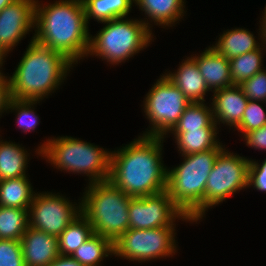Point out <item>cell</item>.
<instances>
[{"label":"cell","instance_id":"f1b7e54d","mask_svg":"<svg viewBox=\"0 0 266 266\" xmlns=\"http://www.w3.org/2000/svg\"><path fill=\"white\" fill-rule=\"evenodd\" d=\"M40 101L32 100H15L11 99L8 105V111L16 112V120L18 127L22 132H31L39 125V116L35 115V108H33Z\"/></svg>","mask_w":266,"mask_h":266},{"label":"cell","instance_id":"7402d4cb","mask_svg":"<svg viewBox=\"0 0 266 266\" xmlns=\"http://www.w3.org/2000/svg\"><path fill=\"white\" fill-rule=\"evenodd\" d=\"M28 176L0 181V206L29 209L35 192Z\"/></svg>","mask_w":266,"mask_h":266},{"label":"cell","instance_id":"d6986e66","mask_svg":"<svg viewBox=\"0 0 266 266\" xmlns=\"http://www.w3.org/2000/svg\"><path fill=\"white\" fill-rule=\"evenodd\" d=\"M211 47L220 55L228 60L247 52L259 49L262 46L252 32L245 28H234L232 30L223 31V34Z\"/></svg>","mask_w":266,"mask_h":266},{"label":"cell","instance_id":"3957f363","mask_svg":"<svg viewBox=\"0 0 266 266\" xmlns=\"http://www.w3.org/2000/svg\"><path fill=\"white\" fill-rule=\"evenodd\" d=\"M12 76H7L15 100L41 101L54 93L74 64L62 53L43 46L33 38Z\"/></svg>","mask_w":266,"mask_h":266},{"label":"cell","instance_id":"d4e9b609","mask_svg":"<svg viewBox=\"0 0 266 266\" xmlns=\"http://www.w3.org/2000/svg\"><path fill=\"white\" fill-rule=\"evenodd\" d=\"M93 234L92 225L80 214L58 236L60 255L71 256Z\"/></svg>","mask_w":266,"mask_h":266},{"label":"cell","instance_id":"83f0119b","mask_svg":"<svg viewBox=\"0 0 266 266\" xmlns=\"http://www.w3.org/2000/svg\"><path fill=\"white\" fill-rule=\"evenodd\" d=\"M263 47L251 52H247L229 60L230 75L233 85H239L241 82L250 79L257 72L264 69L263 65Z\"/></svg>","mask_w":266,"mask_h":266},{"label":"cell","instance_id":"ab89813d","mask_svg":"<svg viewBox=\"0 0 266 266\" xmlns=\"http://www.w3.org/2000/svg\"><path fill=\"white\" fill-rule=\"evenodd\" d=\"M16 0H0V11L3 10L6 6L12 4Z\"/></svg>","mask_w":266,"mask_h":266},{"label":"cell","instance_id":"ac0fdd59","mask_svg":"<svg viewBox=\"0 0 266 266\" xmlns=\"http://www.w3.org/2000/svg\"><path fill=\"white\" fill-rule=\"evenodd\" d=\"M134 3L148 17L141 20L151 31L152 22L163 28L173 27L186 14L185 0H134Z\"/></svg>","mask_w":266,"mask_h":266},{"label":"cell","instance_id":"4fadbf2b","mask_svg":"<svg viewBox=\"0 0 266 266\" xmlns=\"http://www.w3.org/2000/svg\"><path fill=\"white\" fill-rule=\"evenodd\" d=\"M35 4L36 0H16L0 11V44L8 53L34 29Z\"/></svg>","mask_w":266,"mask_h":266},{"label":"cell","instance_id":"277c9868","mask_svg":"<svg viewBox=\"0 0 266 266\" xmlns=\"http://www.w3.org/2000/svg\"><path fill=\"white\" fill-rule=\"evenodd\" d=\"M35 152L60 171L85 174L88 184L109 180L111 151L93 143L71 136L52 137Z\"/></svg>","mask_w":266,"mask_h":266},{"label":"cell","instance_id":"2e32d148","mask_svg":"<svg viewBox=\"0 0 266 266\" xmlns=\"http://www.w3.org/2000/svg\"><path fill=\"white\" fill-rule=\"evenodd\" d=\"M203 51L200 55H191V58L196 62L209 90L213 93L233 86L229 60L218 54L211 46Z\"/></svg>","mask_w":266,"mask_h":266},{"label":"cell","instance_id":"603a6c76","mask_svg":"<svg viewBox=\"0 0 266 266\" xmlns=\"http://www.w3.org/2000/svg\"><path fill=\"white\" fill-rule=\"evenodd\" d=\"M86 21L90 19L102 23L128 16L134 0H82Z\"/></svg>","mask_w":266,"mask_h":266},{"label":"cell","instance_id":"d6a6232c","mask_svg":"<svg viewBox=\"0 0 266 266\" xmlns=\"http://www.w3.org/2000/svg\"><path fill=\"white\" fill-rule=\"evenodd\" d=\"M266 192V159L262 163L252 160L249 166V187Z\"/></svg>","mask_w":266,"mask_h":266},{"label":"cell","instance_id":"6da1fadb","mask_svg":"<svg viewBox=\"0 0 266 266\" xmlns=\"http://www.w3.org/2000/svg\"><path fill=\"white\" fill-rule=\"evenodd\" d=\"M163 142L164 137L140 135L111 151L109 181L131 197L164 192L168 167L162 161Z\"/></svg>","mask_w":266,"mask_h":266},{"label":"cell","instance_id":"e575fe53","mask_svg":"<svg viewBox=\"0 0 266 266\" xmlns=\"http://www.w3.org/2000/svg\"><path fill=\"white\" fill-rule=\"evenodd\" d=\"M11 99L12 97L10 93L9 80L8 77L5 76V74H3L2 72L0 73V116L1 117L4 112L7 113L8 105Z\"/></svg>","mask_w":266,"mask_h":266},{"label":"cell","instance_id":"ba28073f","mask_svg":"<svg viewBox=\"0 0 266 266\" xmlns=\"http://www.w3.org/2000/svg\"><path fill=\"white\" fill-rule=\"evenodd\" d=\"M160 76L143 101L144 113L151 126L142 135L166 138L191 102L165 74Z\"/></svg>","mask_w":266,"mask_h":266},{"label":"cell","instance_id":"484cf974","mask_svg":"<svg viewBox=\"0 0 266 266\" xmlns=\"http://www.w3.org/2000/svg\"><path fill=\"white\" fill-rule=\"evenodd\" d=\"M209 106H207L205 102L189 104L170 132H187L194 129L218 128L213 119L211 104Z\"/></svg>","mask_w":266,"mask_h":266},{"label":"cell","instance_id":"d590c367","mask_svg":"<svg viewBox=\"0 0 266 266\" xmlns=\"http://www.w3.org/2000/svg\"><path fill=\"white\" fill-rule=\"evenodd\" d=\"M48 266H82L71 256L59 255L51 264Z\"/></svg>","mask_w":266,"mask_h":266},{"label":"cell","instance_id":"836d02e7","mask_svg":"<svg viewBox=\"0 0 266 266\" xmlns=\"http://www.w3.org/2000/svg\"><path fill=\"white\" fill-rule=\"evenodd\" d=\"M246 145L255 150H266V124L259 129L246 133L244 136Z\"/></svg>","mask_w":266,"mask_h":266},{"label":"cell","instance_id":"ffe728a7","mask_svg":"<svg viewBox=\"0 0 266 266\" xmlns=\"http://www.w3.org/2000/svg\"><path fill=\"white\" fill-rule=\"evenodd\" d=\"M219 128L194 129L187 132H169L174 135L178 152L182 155L195 154L217 148L221 142L217 134ZM218 138V139H217Z\"/></svg>","mask_w":266,"mask_h":266},{"label":"cell","instance_id":"e0dca14e","mask_svg":"<svg viewBox=\"0 0 266 266\" xmlns=\"http://www.w3.org/2000/svg\"><path fill=\"white\" fill-rule=\"evenodd\" d=\"M168 79L187 97L191 103L205 102L210 91L196 62L189 56L183 59L175 72H167Z\"/></svg>","mask_w":266,"mask_h":266},{"label":"cell","instance_id":"44dd1931","mask_svg":"<svg viewBox=\"0 0 266 266\" xmlns=\"http://www.w3.org/2000/svg\"><path fill=\"white\" fill-rule=\"evenodd\" d=\"M28 158L27 149L19 143L0 139V181L27 176Z\"/></svg>","mask_w":266,"mask_h":266},{"label":"cell","instance_id":"4316f807","mask_svg":"<svg viewBox=\"0 0 266 266\" xmlns=\"http://www.w3.org/2000/svg\"><path fill=\"white\" fill-rule=\"evenodd\" d=\"M28 227V209L0 206V239L21 240Z\"/></svg>","mask_w":266,"mask_h":266},{"label":"cell","instance_id":"f35d334b","mask_svg":"<svg viewBox=\"0 0 266 266\" xmlns=\"http://www.w3.org/2000/svg\"><path fill=\"white\" fill-rule=\"evenodd\" d=\"M263 14L264 15L262 16V18H260L261 21H259L260 22L259 30L260 29H266V6H265V10H264Z\"/></svg>","mask_w":266,"mask_h":266},{"label":"cell","instance_id":"4dcf8cb0","mask_svg":"<svg viewBox=\"0 0 266 266\" xmlns=\"http://www.w3.org/2000/svg\"><path fill=\"white\" fill-rule=\"evenodd\" d=\"M248 100L265 101L266 100V69L257 72L250 79L241 82L238 85Z\"/></svg>","mask_w":266,"mask_h":266},{"label":"cell","instance_id":"1f68e13d","mask_svg":"<svg viewBox=\"0 0 266 266\" xmlns=\"http://www.w3.org/2000/svg\"><path fill=\"white\" fill-rule=\"evenodd\" d=\"M0 266H25L20 240L0 239Z\"/></svg>","mask_w":266,"mask_h":266},{"label":"cell","instance_id":"5b68a950","mask_svg":"<svg viewBox=\"0 0 266 266\" xmlns=\"http://www.w3.org/2000/svg\"><path fill=\"white\" fill-rule=\"evenodd\" d=\"M224 147L221 143L214 149L181 155L184 156L183 162L168 169L166 191L192 223L203 219L206 181L218 154Z\"/></svg>","mask_w":266,"mask_h":266},{"label":"cell","instance_id":"8992f818","mask_svg":"<svg viewBox=\"0 0 266 266\" xmlns=\"http://www.w3.org/2000/svg\"><path fill=\"white\" fill-rule=\"evenodd\" d=\"M81 202V214L90 222L93 233L113 242L129 229L131 196L116 188L109 180L88 184Z\"/></svg>","mask_w":266,"mask_h":266},{"label":"cell","instance_id":"5bb4252c","mask_svg":"<svg viewBox=\"0 0 266 266\" xmlns=\"http://www.w3.org/2000/svg\"><path fill=\"white\" fill-rule=\"evenodd\" d=\"M20 242L25 266H48L60 255L58 237L32 227Z\"/></svg>","mask_w":266,"mask_h":266},{"label":"cell","instance_id":"9c48e42d","mask_svg":"<svg viewBox=\"0 0 266 266\" xmlns=\"http://www.w3.org/2000/svg\"><path fill=\"white\" fill-rule=\"evenodd\" d=\"M251 159L229 152L224 147L218 154L206 181L203 217L206 211L249 187Z\"/></svg>","mask_w":266,"mask_h":266},{"label":"cell","instance_id":"7c38bea8","mask_svg":"<svg viewBox=\"0 0 266 266\" xmlns=\"http://www.w3.org/2000/svg\"><path fill=\"white\" fill-rule=\"evenodd\" d=\"M128 212L129 229L176 227V219L192 223L166 190L155 195L132 197Z\"/></svg>","mask_w":266,"mask_h":266},{"label":"cell","instance_id":"f546056e","mask_svg":"<svg viewBox=\"0 0 266 266\" xmlns=\"http://www.w3.org/2000/svg\"><path fill=\"white\" fill-rule=\"evenodd\" d=\"M264 101L249 100L243 112L240 124L236 127L244 136L253 130L259 129L266 124V111L263 108Z\"/></svg>","mask_w":266,"mask_h":266},{"label":"cell","instance_id":"8fae6325","mask_svg":"<svg viewBox=\"0 0 266 266\" xmlns=\"http://www.w3.org/2000/svg\"><path fill=\"white\" fill-rule=\"evenodd\" d=\"M80 214L81 202L56 192H37L28 209L29 227L58 237Z\"/></svg>","mask_w":266,"mask_h":266},{"label":"cell","instance_id":"74e56055","mask_svg":"<svg viewBox=\"0 0 266 266\" xmlns=\"http://www.w3.org/2000/svg\"><path fill=\"white\" fill-rule=\"evenodd\" d=\"M258 35V37H261L260 41L262 43V47L266 51V29H260Z\"/></svg>","mask_w":266,"mask_h":266},{"label":"cell","instance_id":"30bf717a","mask_svg":"<svg viewBox=\"0 0 266 266\" xmlns=\"http://www.w3.org/2000/svg\"><path fill=\"white\" fill-rule=\"evenodd\" d=\"M176 227L128 229L114 242V256L142 263L172 257L177 252Z\"/></svg>","mask_w":266,"mask_h":266},{"label":"cell","instance_id":"9a60e30c","mask_svg":"<svg viewBox=\"0 0 266 266\" xmlns=\"http://www.w3.org/2000/svg\"><path fill=\"white\" fill-rule=\"evenodd\" d=\"M213 94L211 107L216 125L226 124L234 130L240 124L248 98L238 85L216 90Z\"/></svg>","mask_w":266,"mask_h":266},{"label":"cell","instance_id":"cb8c5ba5","mask_svg":"<svg viewBox=\"0 0 266 266\" xmlns=\"http://www.w3.org/2000/svg\"><path fill=\"white\" fill-rule=\"evenodd\" d=\"M114 255L113 241L107 237L93 234L72 255L82 266H101V261Z\"/></svg>","mask_w":266,"mask_h":266},{"label":"cell","instance_id":"8d00e7d4","mask_svg":"<svg viewBox=\"0 0 266 266\" xmlns=\"http://www.w3.org/2000/svg\"><path fill=\"white\" fill-rule=\"evenodd\" d=\"M9 54L5 49L4 47L0 44V73H2V66H3V63L5 62V57L6 55Z\"/></svg>","mask_w":266,"mask_h":266},{"label":"cell","instance_id":"7a4b0ae2","mask_svg":"<svg viewBox=\"0 0 266 266\" xmlns=\"http://www.w3.org/2000/svg\"><path fill=\"white\" fill-rule=\"evenodd\" d=\"M88 26L82 0H59L47 5L36 0L33 40L62 53L74 65L87 57Z\"/></svg>","mask_w":266,"mask_h":266},{"label":"cell","instance_id":"52a82bcc","mask_svg":"<svg viewBox=\"0 0 266 266\" xmlns=\"http://www.w3.org/2000/svg\"><path fill=\"white\" fill-rule=\"evenodd\" d=\"M102 23L105 25L97 34H90L87 57L97 56L109 64L119 65L154 40V34L141 19L122 17Z\"/></svg>","mask_w":266,"mask_h":266}]
</instances>
